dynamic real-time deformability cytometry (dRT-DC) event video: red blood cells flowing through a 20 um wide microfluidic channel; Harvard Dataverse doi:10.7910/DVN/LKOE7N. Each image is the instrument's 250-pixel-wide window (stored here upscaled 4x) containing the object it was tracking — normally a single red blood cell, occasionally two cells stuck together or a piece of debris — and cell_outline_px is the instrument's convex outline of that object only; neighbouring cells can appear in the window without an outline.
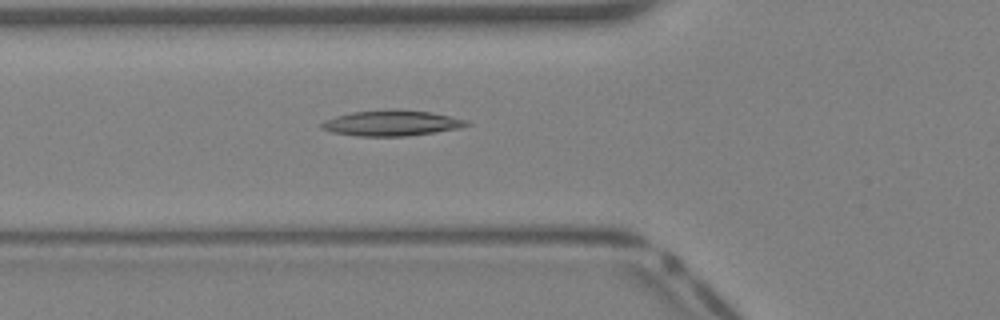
{"species": "Egyptian fruit bat (a non-hibernating species)", "species_latin": "Rousettus aegyptiacus", "temperature_condition": "warm", "stored_images_in_passage": 40, "camera_frame_rate_fps": 3000, "um_per_image_px": 0.085, "animal": {"sex": "female"}, "frame": {"image": 1, "passage_image": 15, "time_ms": 4.667, "image_size_px": [1000, 320], "cell_outline_px": [[472, 124], [460, 128], [408, 136], [356, 136], [332, 132], [320, 128], [320, 124], [324, 120], [336, 116], [352, 112], [384, 108], [392, 108], [432, 112], [468, 120]], "centroid_in_image_um": [33.29, 10.44], "position_along_channel_um": 92.5, "area_um2": 22.02}}
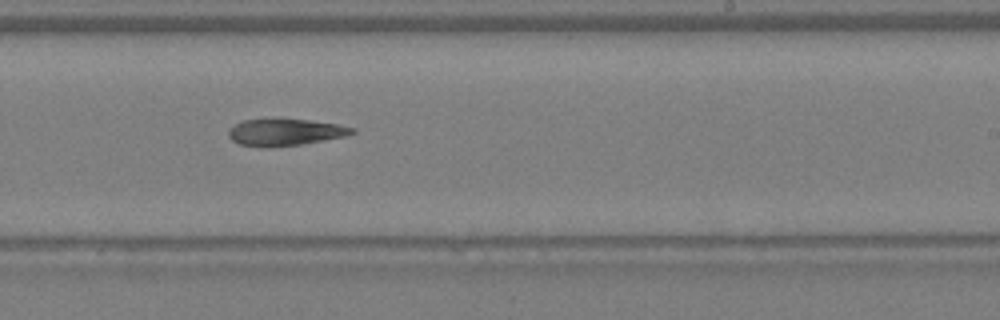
{"frame": {"image": 2, "passage_image": 25, "time_ms": 8.0, "image_size_px": [1000, 320], "cell_outline_px": [[356, 132], [348, 136], [300, 144], [260, 148], [240, 144], [232, 140], [228, 136], [228, 128], [244, 120], [276, 116], [280, 116], [336, 124], [356, 128]], "centroid_in_image_um": [24.21, 11.2], "position_along_channel_um": 264.8, "area_um2": 20.06}}
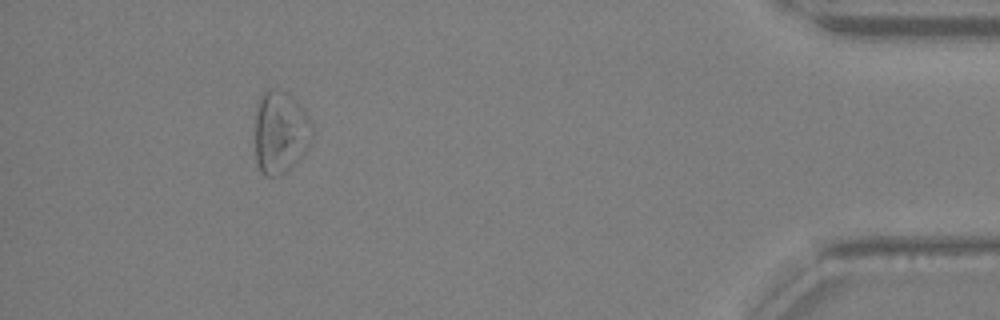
{"frame": {"image": 3, "passage_image": 37, "time_ms": 12.0, "image_size_px": [1000, 320], "cell_outline_px": [[316, 132], [308, 148], [284, 172], [276, 176], [264, 176], [260, 172], [256, 164], [256, 112], [260, 96], [268, 88], [276, 88], [288, 92], [296, 100], [312, 124]], "centroid_in_image_um": [23.84, 11.22], "position_along_channel_um": 411.4, "area_um2": 27.63}}